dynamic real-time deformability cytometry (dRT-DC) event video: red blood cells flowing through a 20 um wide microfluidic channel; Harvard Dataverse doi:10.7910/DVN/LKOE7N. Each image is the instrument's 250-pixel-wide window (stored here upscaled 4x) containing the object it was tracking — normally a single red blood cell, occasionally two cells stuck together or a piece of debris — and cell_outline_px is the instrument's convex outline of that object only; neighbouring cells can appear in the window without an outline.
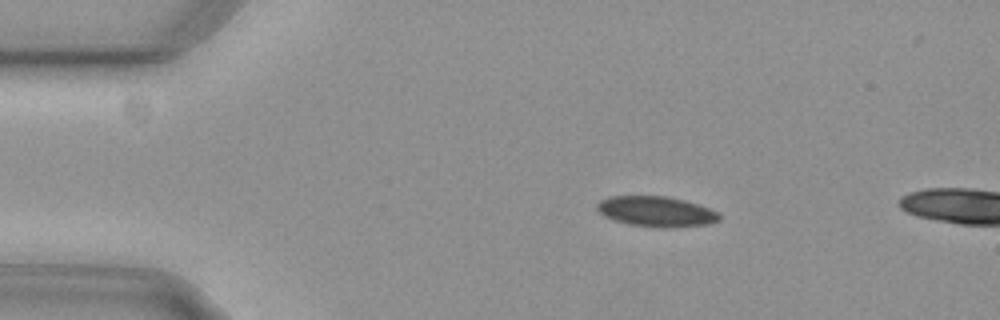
{"species": "common noctule bat (a hibernating species)", "species_latin": "Nyctalus noctula", "temperature_condition": "cold", "stored_images_in_passage": 4, "camera_frame_rate_fps": 3000, "um_per_image_px": 0.085, "animal": {"sex": "female", "body_mass_g": 29.2, "forearm_length_mm": 56.3}, "frame": {"image": 1, "passage_image": 3, "time_ms": 0.667, "image_size_px": [1000, 320], "cell_outline_px": [[720, 220], [708, 224], [676, 228], [660, 228], [628, 224], [604, 216], [596, 208], [596, 204], [600, 200], [608, 196], [664, 196], [684, 200], [720, 212]], "centroid_in_image_um": [55.79, 17.99], "position_along_channel_um": 29.2, "area_um2": 21.73}}